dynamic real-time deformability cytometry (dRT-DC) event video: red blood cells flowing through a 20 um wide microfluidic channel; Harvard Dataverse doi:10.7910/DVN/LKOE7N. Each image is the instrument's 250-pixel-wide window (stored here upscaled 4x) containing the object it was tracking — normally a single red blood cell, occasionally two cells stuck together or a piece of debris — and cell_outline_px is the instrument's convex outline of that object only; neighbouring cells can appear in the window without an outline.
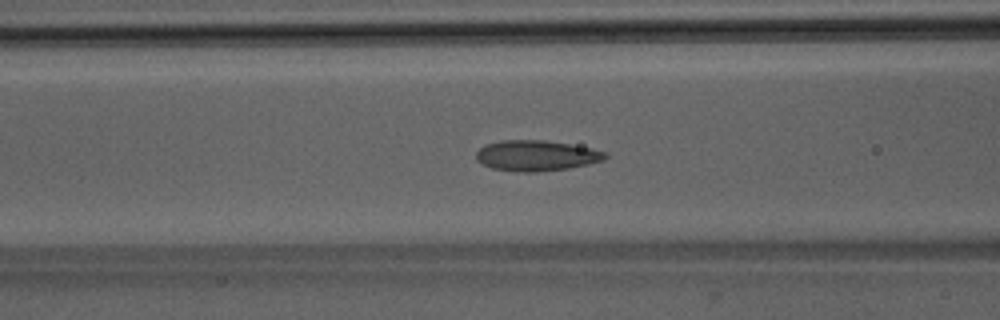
{"species": "Egyptian fruit bat (a non-hibernating species)", "species_latin": "Rousettus aegyptiacus", "temperature_condition": "room temperature", "stored_images_in_passage": 50, "camera_frame_rate_fps": 3000, "um_per_image_px": 0.085, "animal": {"sex": "male"}, "frame": {"image": 1, "passage_image": 20, "time_ms": 6.333, "image_size_px": [1000, 320], "cell_outline_px": [[608, 156], [604, 160], [588, 164], [568, 168], [536, 172], [516, 172], [492, 168], [480, 164], [476, 160], [476, 152], [484, 144], [500, 140], [544, 140], [592, 148], [608, 152]], "centroid_in_image_um": [45.56, 13.23], "position_along_channel_um": 121.0, "area_um2": 23.24}}
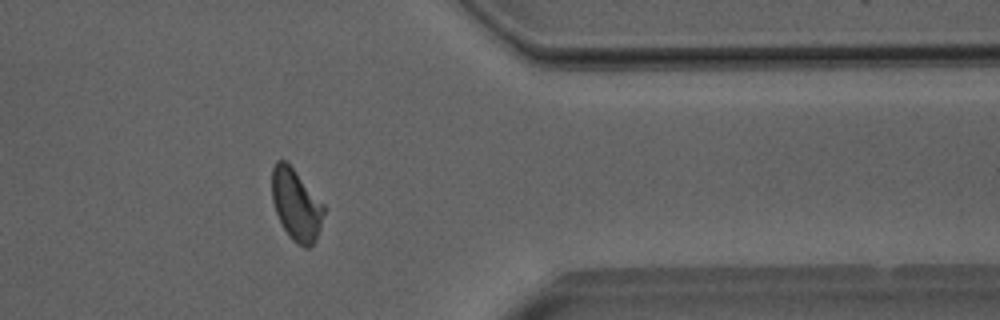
{"frame": {"image": 2, "passage_image": 41, "time_ms": 13.333, "image_size_px": [1000, 320], "cell_outline_px": [[324, 212], [320, 228], [316, 240], [308, 248], [304, 248], [292, 240], [288, 236], [276, 212], [272, 200], [272, 168], [276, 160], [284, 160], [292, 168], [324, 204]], "centroid_in_image_um": [25.17, 17.43], "position_along_channel_um": 386.2, "area_um2": 21.33}}
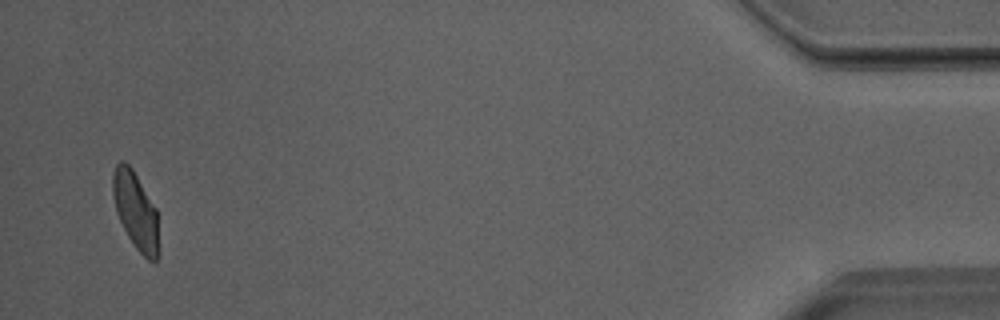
{"frame": {"image": 3, "passage_image": 49, "time_ms": 16.0, "image_size_px": [1000, 320], "cell_outline_px": [[160, 252], [156, 264], [148, 260], [136, 248], [128, 236], [116, 212], [112, 192], [112, 176], [116, 164], [120, 160], [124, 160], [132, 168], [156, 208], [160, 248]], "centroid_in_image_um": [11.56, 17.95], "position_along_channel_um": 423.6, "area_um2": 20.98}, "authors_computed_cell_mechanics": {"area_um2": 22.0796, "velocity_mm_per_s": 3.9906, "shape_relaxation_time_tau1_ms": 8.3908, "shape_relaxation_time_tau2_ms": 1.1555, "deformation_change_tau1": 0.1942, "deformation_change_tau2": 0.076}}